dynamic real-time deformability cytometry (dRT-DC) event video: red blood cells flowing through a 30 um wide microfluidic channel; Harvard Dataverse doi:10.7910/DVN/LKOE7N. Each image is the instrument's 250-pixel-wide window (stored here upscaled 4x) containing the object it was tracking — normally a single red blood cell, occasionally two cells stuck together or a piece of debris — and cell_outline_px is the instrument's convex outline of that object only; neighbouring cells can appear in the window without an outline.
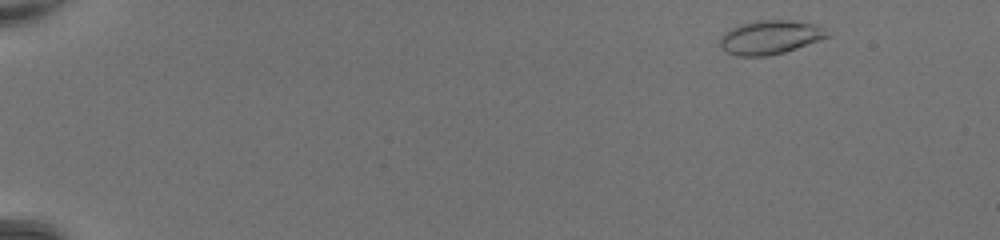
{"species": "common noctule bat (a hibernating species)", "species_latin": "Nyctalus noctula", "temperature_condition": "room temperature", "stored_images_in_passage": 46, "camera_frame_rate_fps": 3000, "um_per_image_px": 0.085, "animal": {"sex": "female", "body_mass_g": 20.0, "forearm_length_mm": 54.0}, "frame": {"image": 1, "passage_image": 3, "time_ms": 0.667, "image_size_px": [1000, 240], "cell_outline_px": [[832, 36], [784, 52], [768, 56], [736, 56], [720, 48], [720, 36], [724, 32], [740, 24], [756, 20], [792, 20], [816, 24], [832, 32]], "centroid_in_image_um": [65.49, 3.16], "position_along_channel_um": 19.5, "area_um2": 21.44}}
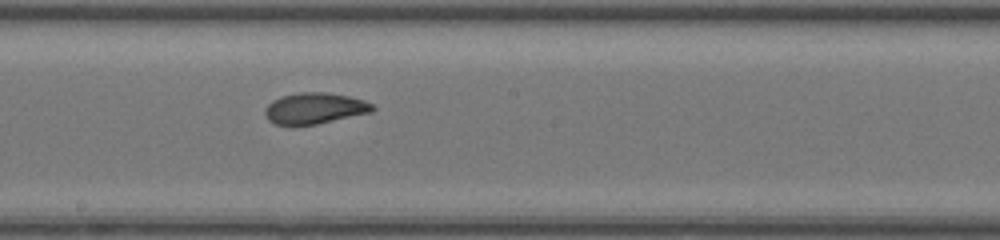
{"frame": {"image": 2, "passage_image": 27, "time_ms": 8.667, "image_size_px": [1000, 240], "cell_outline_px": [[376, 108], [372, 112], [316, 124], [272, 124], [268, 120], [264, 112], [264, 108], [272, 100], [280, 96], [300, 92], [328, 92], [348, 96], [364, 100], [372, 104]], "centroid_in_image_um": [26.73, 9.19], "position_along_channel_um": 221.5, "area_um2": 19.48}}
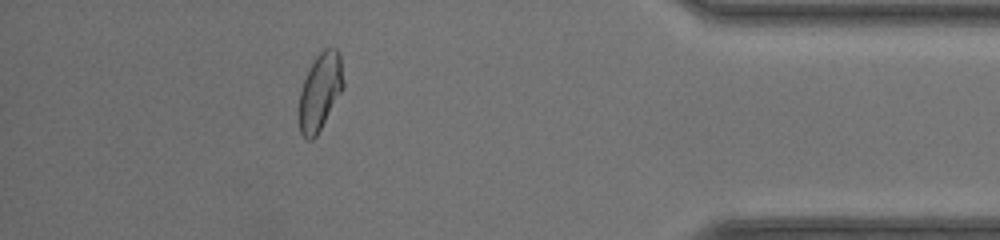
{"frame": {"image": 3, "passage_image": 42, "time_ms": 13.667, "image_size_px": [1000, 240], "cell_outline_px": [[344, 88], [316, 136], [312, 140], [308, 140], [300, 132], [300, 92], [304, 80], [316, 56], [324, 48], [336, 48], [340, 56], [344, 80]], "centroid_in_image_um": [27.23, 7.77], "position_along_channel_um": 408.0, "area_um2": 19.54}, "authors_computed_cell_mechanics": {"area_um2": 20.0277, "velocity_mm_per_s": 4.3974, "shape_relaxation_time_tau1_ms": 7.6384, "shape_relaxation_time_tau2_ms": 1.0979, "deformation_change_tau1": 0.2119, "deformation_change_tau2": 0.0566}}